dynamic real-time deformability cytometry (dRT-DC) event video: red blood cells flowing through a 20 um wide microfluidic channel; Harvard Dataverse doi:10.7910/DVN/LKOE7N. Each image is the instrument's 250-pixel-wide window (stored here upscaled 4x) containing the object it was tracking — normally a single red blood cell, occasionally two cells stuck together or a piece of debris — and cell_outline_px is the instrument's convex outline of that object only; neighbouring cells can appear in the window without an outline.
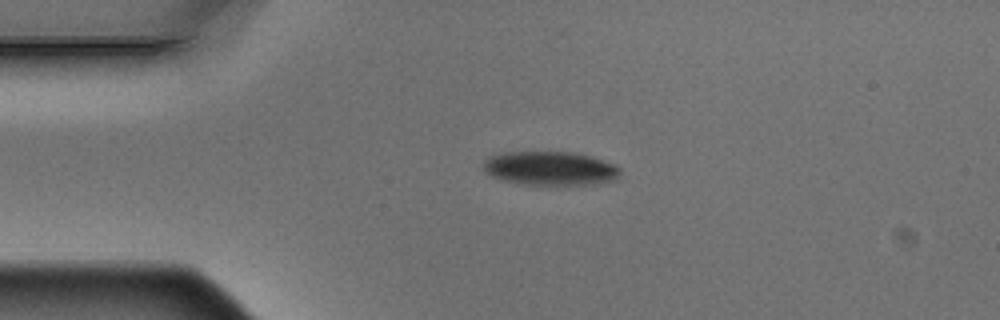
{"species": "Egyptian fruit bat (a non-hibernating species)", "species_latin": "Rousettus aegyptiacus", "temperature_condition": "warm", "stored_images_in_passage": 2, "camera_frame_rate_fps": 3000, "um_per_image_px": 0.085, "animal": {"sex": "male"}, "frame": {"image": 1, "passage_image": 1, "time_ms": 0.0, "image_size_px": [1000, 320], "cell_outline_px": [[620, 176], [616, 180], [596, 184], [520, 184], [504, 180], [492, 176], [484, 172], [480, 168], [480, 164], [488, 156], [500, 152], [572, 152], [592, 156], [616, 164], [620, 168]], "centroid_in_image_um": [46.74, 14.3], "position_along_channel_um": 38.3, "area_um2": 27.46}}